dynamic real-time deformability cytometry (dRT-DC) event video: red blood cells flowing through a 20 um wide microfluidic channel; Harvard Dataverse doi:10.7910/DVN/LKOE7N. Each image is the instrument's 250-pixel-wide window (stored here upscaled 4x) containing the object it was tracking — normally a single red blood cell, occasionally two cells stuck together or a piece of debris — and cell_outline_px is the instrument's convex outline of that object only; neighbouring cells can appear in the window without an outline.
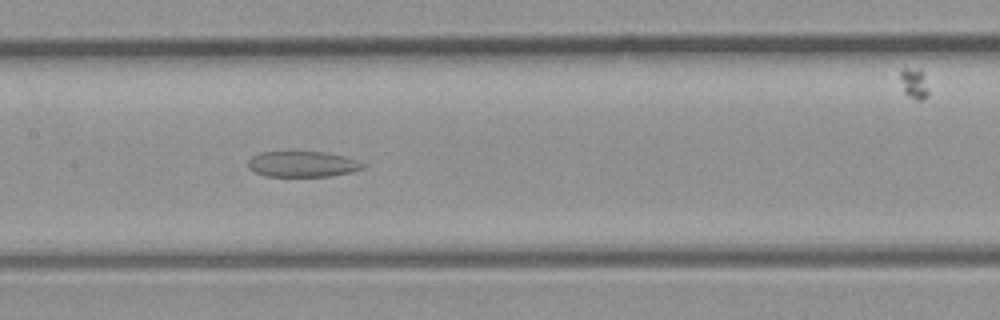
{"species": "common noctule bat (a hibernating species)", "species_latin": "Nyctalus noctula", "temperature_condition": "room temperature", "stored_images_in_passage": 32, "segment_of_instrument_passage": [2, 2], "camera_frame_rate_fps": 3000, "um_per_image_px": 0.085, "animal": {"sex": "male", "body_mass_g": 23.1, "forearm_length_mm": 52.7}, "frame": {"image": 1, "passage_image": 15, "time_ms": 4.667, "image_size_px": [1000, 320], "cell_outline_px": [[364, 168], [352, 172], [332, 176], [268, 176], [256, 172], [248, 168], [248, 160], [252, 156], [260, 152], [324, 152], [344, 156], [356, 160], [364, 164]], "centroid_in_image_um": [25.71, 13.95], "position_along_channel_um": 181.7, "area_um2": 17.11}}
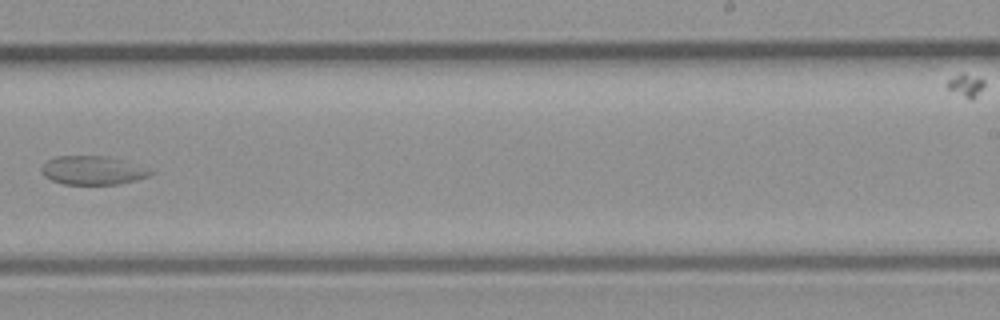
{"frame": {"image": 2, "passage_image": 20, "time_ms": 6.333, "image_size_px": [1000, 320], "cell_outline_px": [[156, 172], [148, 176], [136, 180], [116, 184], [64, 184], [52, 180], [44, 176], [40, 168], [48, 160], [56, 156], [104, 156]], "centroid_in_image_um": [7.8, 14.49], "position_along_channel_um": 281.2, "area_um2": 17.63}}
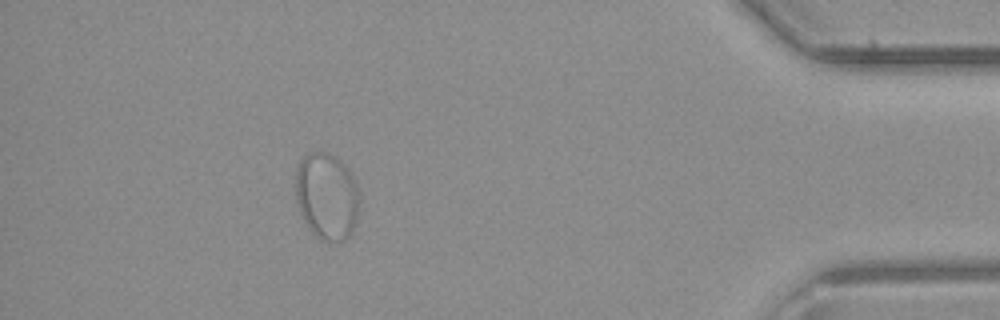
{"frame": {"image": 3, "passage_image": 29, "time_ms": 9.333, "image_size_px": [1000, 320], "cell_outline_px": [[360, 196], [356, 224], [352, 232], [344, 240], [320, 240], [308, 228], [300, 212], [296, 200], [296, 168], [300, 160], [308, 152], [324, 152], [336, 156], [344, 164], [356, 180]], "centroid_in_image_um": [27.79, 16.66], "position_along_channel_um": 407.4, "area_um2": 32.6}}